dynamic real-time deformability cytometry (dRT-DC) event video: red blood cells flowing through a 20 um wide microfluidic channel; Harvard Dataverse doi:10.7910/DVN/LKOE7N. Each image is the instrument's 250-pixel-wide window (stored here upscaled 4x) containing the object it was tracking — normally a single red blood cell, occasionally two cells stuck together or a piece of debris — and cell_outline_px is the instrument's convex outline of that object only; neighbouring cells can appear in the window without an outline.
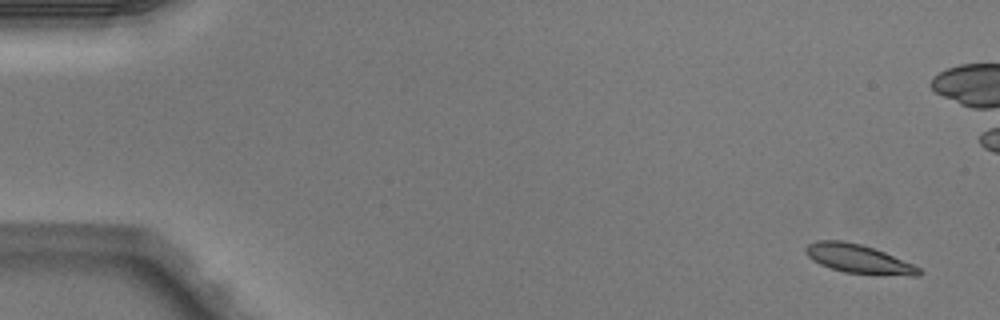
{"species": "Egyptian fruit bat (a non-hibernating species)", "species_latin": "Rousettus aegyptiacus", "temperature_condition": "warm", "stored_images_in_passage": 7, "camera_frame_rate_fps": 3000, "um_per_image_px": 0.085, "animal": {"sex": "male"}, "frame": {"image": 1, "passage_image": 1, "time_ms": 0.0, "image_size_px": [1000, 320], "cell_outline_px": [[924, 272], [920, 276], [912, 276], [844, 272], [820, 264], [812, 260], [804, 252], [804, 248], [808, 244], [816, 240], [840, 240], [860, 244], [884, 252], [912, 264], [920, 268]], "centroid_in_image_um": [72.96, 22.0], "position_along_channel_um": 12.0, "area_um2": 18.84}}